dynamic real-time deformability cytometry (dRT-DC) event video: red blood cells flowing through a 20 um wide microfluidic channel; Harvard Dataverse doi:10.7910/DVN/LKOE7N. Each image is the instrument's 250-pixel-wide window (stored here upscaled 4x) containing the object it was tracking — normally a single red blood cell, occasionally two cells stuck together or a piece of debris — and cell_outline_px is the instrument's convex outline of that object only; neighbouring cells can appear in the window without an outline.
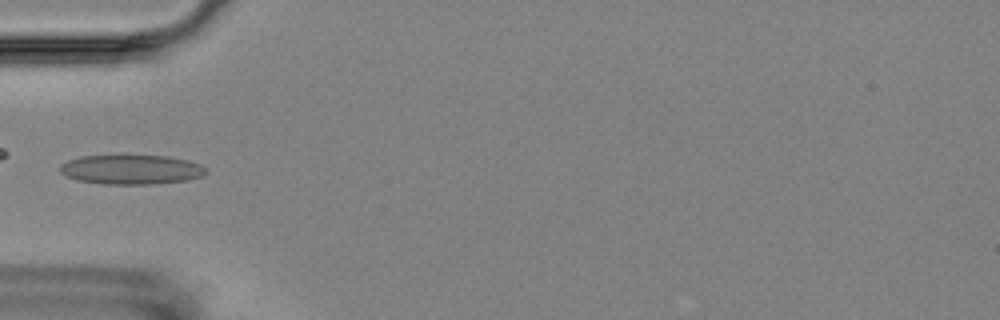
{"species": "Egyptian fruit bat (a non-hibernating species)", "species_latin": "Rousettus aegyptiacus", "temperature_condition": "room temperature", "stored_images_in_passage": 5, "camera_frame_rate_fps": 3000, "um_per_image_px": 0.085, "animal": {"sex": "female"}, "frame": {"image": 1, "passage_image": 5, "time_ms": 5.333, "image_size_px": [1000, 320], "cell_outline_px": [[208, 172], [204, 176], [184, 180], [156, 184], [100, 184], [76, 180], [64, 176], [60, 172], [60, 164], [68, 160], [80, 156], [168, 156], [188, 160], [200, 164], [208, 168]], "centroid_in_image_um": [11.16, 14.42], "position_along_channel_um": 73.8, "area_um2": 25.32}}